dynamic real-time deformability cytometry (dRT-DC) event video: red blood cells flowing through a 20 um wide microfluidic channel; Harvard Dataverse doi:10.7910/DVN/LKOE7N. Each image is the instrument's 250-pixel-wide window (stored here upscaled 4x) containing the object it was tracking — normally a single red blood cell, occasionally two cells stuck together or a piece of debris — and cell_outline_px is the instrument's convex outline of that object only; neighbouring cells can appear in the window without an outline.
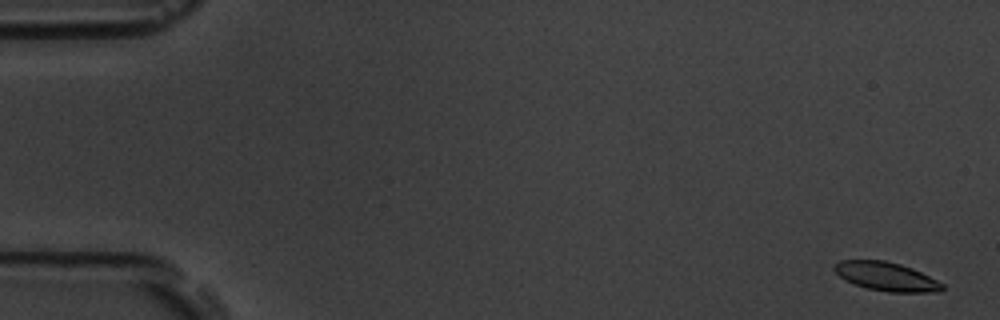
{"species": "common noctule bat (a hibernating species)", "species_latin": "Nyctalus noctula", "temperature_condition": "room temperature", "stored_images_in_passage": 55, "camera_frame_rate_fps": 3000, "um_per_image_px": 0.085, "animal": {"sex": "male", "body_mass_g": 19.5, "forearm_length_mm": 54.6}, "frame": {"image": 1, "passage_image": 2, "time_ms": 0.333, "image_size_px": [1000, 320], "cell_outline_px": [[944, 288], [940, 292], [888, 292], [868, 288], [844, 280], [832, 268], [840, 260], [884, 260], [900, 264], [912, 268], [944, 284]], "centroid_in_image_um": [75.34, 23.5], "position_along_channel_um": 9.7, "area_um2": 17.92}}
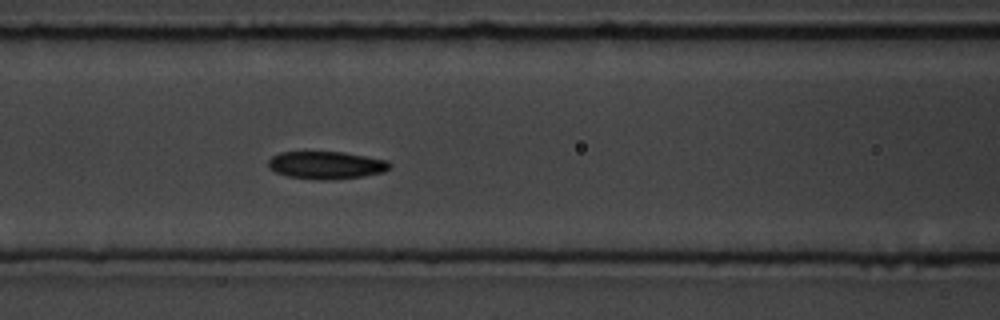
{"frame": {"image": 2, "passage_image": 24, "time_ms": 7.667, "image_size_px": [1000, 320], "cell_outline_px": [[392, 168], [384, 172], [364, 176], [332, 180], [316, 180], [288, 176], [276, 172], [268, 168], [268, 160], [272, 156], [280, 152], [344, 152], [388, 160], [392, 164]], "centroid_in_image_um": [27.76, 14.04], "position_along_channel_um": 138.8, "area_um2": 19.83}}
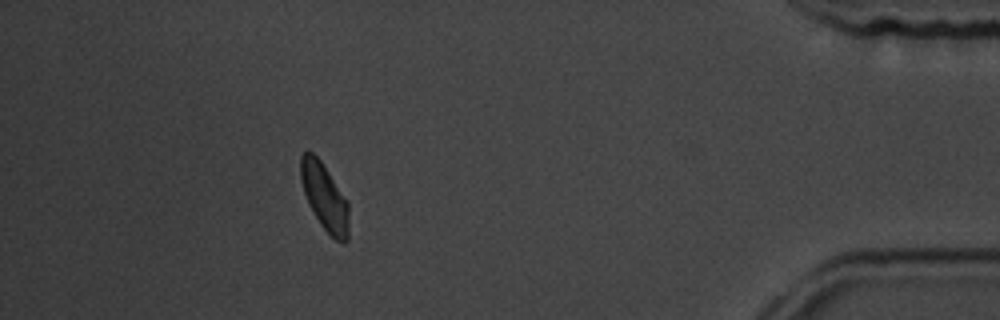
{"frame": {"image": 3, "passage_image": 50, "time_ms": 16.333, "image_size_px": [1000, 320], "cell_outline_px": [[348, 240], [344, 244], [336, 240], [320, 224], [308, 204], [300, 180], [300, 156], [304, 152], [312, 152], [320, 160], [328, 172], [348, 204]], "centroid_in_image_um": [27.56, 16.75], "position_along_channel_um": 407.6, "area_um2": 18.44}, "authors_computed_cell_mechanics": {"area_um2": 19.3052, "velocity_mm_per_s": 3.712, "shape_relaxation_time_tau1_ms": 4.4084, "shape_relaxation_time_tau2_ms": null, "deformation_change_tau1": 0.1016, "deformation_change_tau2": null}}